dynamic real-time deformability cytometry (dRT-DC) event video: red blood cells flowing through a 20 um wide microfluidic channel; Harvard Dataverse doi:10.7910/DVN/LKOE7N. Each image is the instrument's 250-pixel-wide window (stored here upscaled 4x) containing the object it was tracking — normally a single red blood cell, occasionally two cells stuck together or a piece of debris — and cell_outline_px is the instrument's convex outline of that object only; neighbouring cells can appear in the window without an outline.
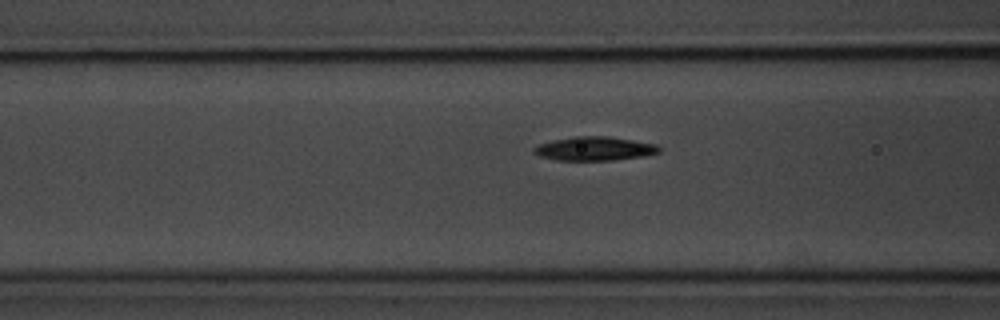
{"species": "common noctule bat (a hibernating species)", "species_latin": "Nyctalus noctula", "temperature_condition": "room temperature", "stored_images_in_passage": 15, "camera_frame_rate_fps": 3000, "um_per_image_px": 0.085, "animal": {"sex": "male", "body_mass_g": 20.1, "forearm_length_mm": 53.5}, "frame": {"image": 1, "passage_image": 13, "time_ms": 4.0, "image_size_px": [1000, 320], "cell_outline_px": [[660, 152], [644, 156], [612, 160], [556, 160], [540, 156], [532, 152], [532, 148], [536, 144], [552, 140], [576, 136], [608, 136], [656, 144], [660, 148]], "centroid_in_image_um": [50.49, 12.63], "position_along_channel_um": 116.1, "area_um2": 17.46}}